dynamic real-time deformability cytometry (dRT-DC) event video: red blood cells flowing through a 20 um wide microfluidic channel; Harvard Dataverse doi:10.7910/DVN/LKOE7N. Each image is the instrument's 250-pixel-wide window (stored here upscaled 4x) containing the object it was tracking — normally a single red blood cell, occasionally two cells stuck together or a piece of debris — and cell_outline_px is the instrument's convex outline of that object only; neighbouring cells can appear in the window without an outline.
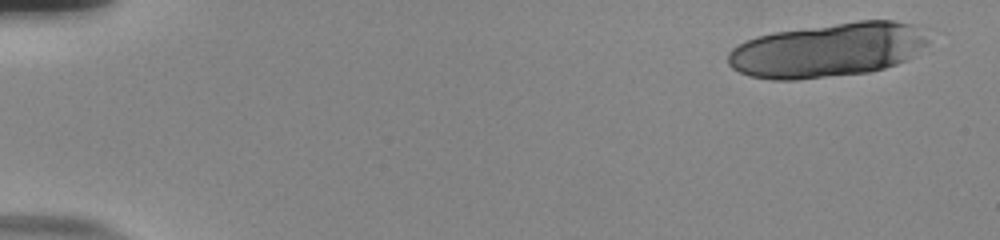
{"species": "human", "species_latin": "Homo sapiens", "temperature_condition": "room temperature", "stored_images_in_passage": 21, "camera_frame_rate_fps": 3000, "um_per_image_px": 0.085, "donor": {"sex": "male"}, "frame": {"image": 1, "passage_image": 1, "time_ms": 0.0, "image_size_px": [1000, 240], "cell_outline_px": [[928, 44], [912, 56], [896, 64], [884, 68], [868, 72], [796, 80], [772, 80], [748, 76], [732, 68], [728, 64], [728, 52], [732, 48], [756, 36], [772, 32], [860, 20], [892, 20], [912, 24], [928, 40]], "centroid_in_image_um": [70.31, 4.26], "position_along_channel_um": 14.7, "area_um2": 63.0}}
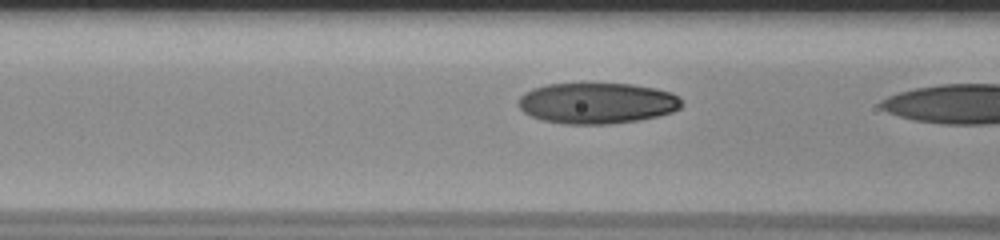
{"frame": {"image": 2, "passage_image": 20, "time_ms": 6.333, "image_size_px": [1000, 240], "cell_outline_px": [[680, 108], [672, 112], [656, 116], [636, 120], [608, 124], [564, 124], [540, 120], [524, 112], [516, 104], [516, 100], [524, 92], [532, 88], [548, 84], [632, 84], [656, 88], [672, 92], [680, 100]], "centroid_in_image_um": [50.68, 8.77], "position_along_channel_um": 115.9, "area_um2": 38.96}}